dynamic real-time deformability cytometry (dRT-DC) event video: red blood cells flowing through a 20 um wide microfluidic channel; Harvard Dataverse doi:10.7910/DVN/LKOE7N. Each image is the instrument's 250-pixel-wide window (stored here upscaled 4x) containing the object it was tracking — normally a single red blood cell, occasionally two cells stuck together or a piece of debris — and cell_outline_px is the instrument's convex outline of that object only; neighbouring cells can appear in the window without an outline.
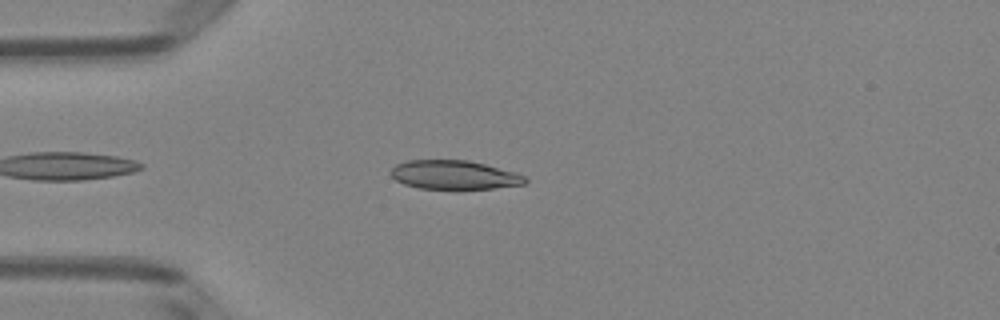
{"species": "Egyptian fruit bat (a non-hibernating species)", "species_latin": "Rousettus aegyptiacus", "temperature_condition": "room temperature", "stored_images_in_passage": 4, "camera_frame_rate_fps": 3000, "um_per_image_px": 0.085, "animal": {"sex": "female"}, "frame": {"image": 1, "passage_image": 3, "time_ms": 0.667, "image_size_px": [1000, 320], "cell_outline_px": [[528, 180], [524, 184], [492, 188], [456, 192], [420, 188], [404, 184], [396, 180], [388, 172], [396, 164], [408, 160], [468, 160], [484, 164], [512, 172], [524, 176]], "centroid_in_image_um": [38.55, 14.91], "position_along_channel_um": 46.4, "area_um2": 23.24}}